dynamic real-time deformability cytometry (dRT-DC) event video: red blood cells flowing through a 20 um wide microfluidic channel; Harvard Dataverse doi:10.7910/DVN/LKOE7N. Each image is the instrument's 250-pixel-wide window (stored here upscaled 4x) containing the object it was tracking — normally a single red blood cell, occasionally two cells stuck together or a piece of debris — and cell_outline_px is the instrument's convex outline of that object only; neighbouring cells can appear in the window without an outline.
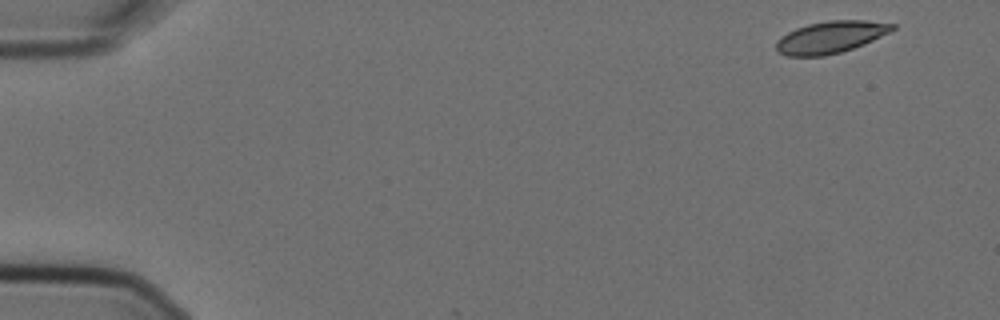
{"species": "Egyptian fruit bat (a non-hibernating species)", "species_latin": "Rousettus aegyptiacus", "temperature_condition": "cold", "stored_images_in_passage": 5, "camera_frame_rate_fps": 3000, "um_per_image_px": 0.085, "animal": {"sex": "female"}, "frame": {"image": 1, "passage_image": 1, "time_ms": 0.0, "image_size_px": [1000, 320], "cell_outline_px": [[896, 28], [864, 44], [840, 52], [824, 56], [788, 56], [776, 52], [776, 40], [780, 36], [796, 28], [808, 24], [828, 20], [864, 20], [896, 24]], "centroid_in_image_um": [70.55, 3.16], "position_along_channel_um": 14.4, "area_um2": 21.62}}
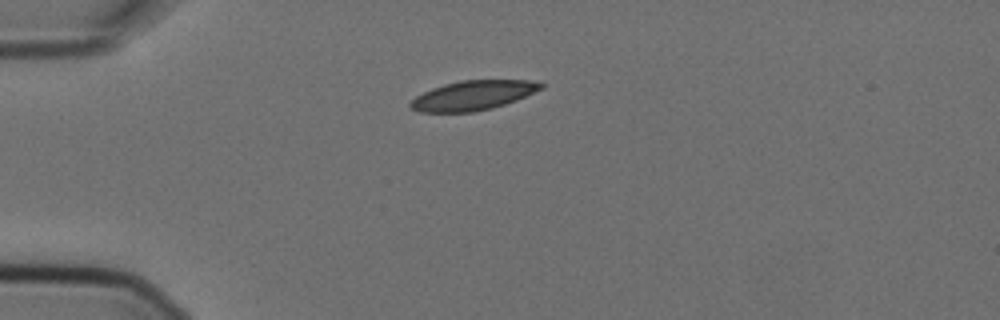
{"frame": {"image": 2, "passage_image": 4, "time_ms": 1.0, "image_size_px": [1000, 320], "cell_outline_px": [[544, 88], [516, 100], [492, 108], [472, 112], [420, 112], [408, 108], [408, 104], [416, 96], [432, 88], [444, 84], [460, 80], [532, 80], [544, 84]], "centroid_in_image_um": [40.19, 8.11], "position_along_channel_um": 44.8, "area_um2": 22.48}}